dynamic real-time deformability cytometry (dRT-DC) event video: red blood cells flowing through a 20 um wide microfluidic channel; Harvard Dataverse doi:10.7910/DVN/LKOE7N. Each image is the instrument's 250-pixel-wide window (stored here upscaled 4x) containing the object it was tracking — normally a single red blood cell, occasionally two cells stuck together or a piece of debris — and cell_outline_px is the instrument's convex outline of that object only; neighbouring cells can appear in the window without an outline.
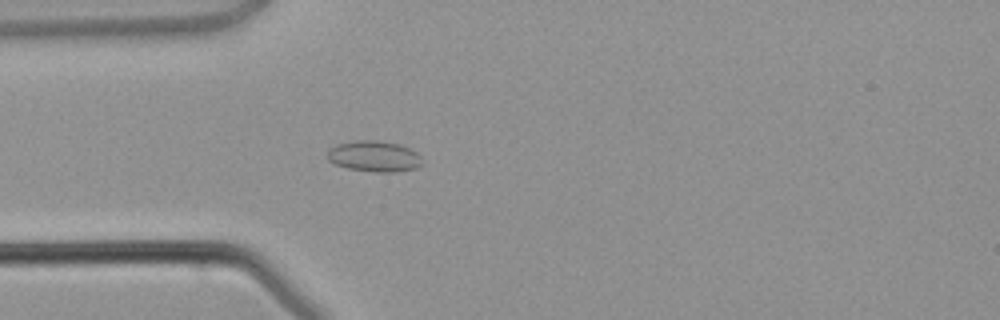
{"species": "common noctule bat (a hibernating species)", "species_latin": "Nyctalus noctula", "temperature_condition": "warm", "stored_images_in_passage": 2, "camera_frame_rate_fps": 3000, "um_per_image_px": 0.085, "animal": {"sex": "male", "body_mass_g": 21.5, "forearm_length_mm": 52.0}, "frame": {"image": 1, "passage_image": 2, "time_ms": 1.0, "image_size_px": [1000, 320], "cell_outline_px": [[424, 164], [416, 168], [396, 172], [376, 172], [348, 168], [332, 164], [328, 160], [328, 148], [336, 144], [356, 140], [380, 140], [400, 144], [416, 152], [424, 160]], "centroid_in_image_um": [31.81, 13.28], "position_along_channel_um": 53.2, "area_um2": 17.4}}